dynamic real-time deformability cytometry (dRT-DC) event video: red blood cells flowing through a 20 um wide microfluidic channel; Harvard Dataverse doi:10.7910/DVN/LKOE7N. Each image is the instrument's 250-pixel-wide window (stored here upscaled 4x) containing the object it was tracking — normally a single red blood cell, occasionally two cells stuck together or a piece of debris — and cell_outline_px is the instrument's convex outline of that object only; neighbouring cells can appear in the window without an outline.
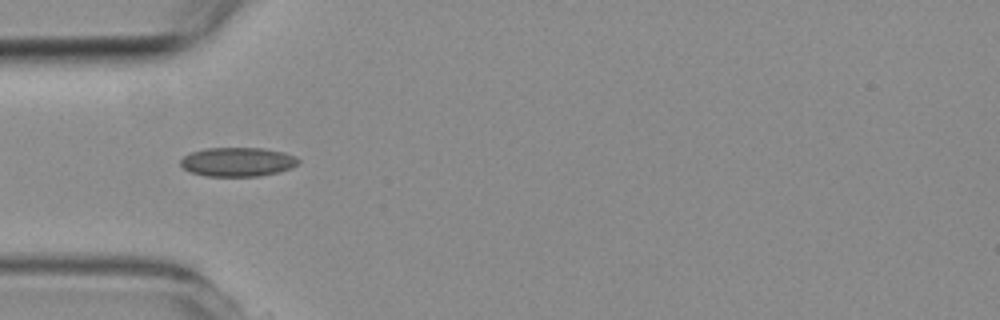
{"species": "common noctule bat (a hibernating species)", "species_latin": "Nyctalus noctula", "temperature_condition": "room temperature", "stored_images_in_passage": 2, "camera_frame_rate_fps": 3000, "um_per_image_px": 0.085, "animal": {"sex": "female", "body_mass_g": 19.3, "forearm_length_mm": 54.1}, "frame": {"image": 1, "passage_image": 2, "time_ms": 1.0, "image_size_px": [1000, 320], "cell_outline_px": [[300, 160], [292, 168], [280, 172], [260, 176], [204, 176], [192, 172], [184, 168], [180, 164], [180, 160], [184, 156], [192, 152], [204, 148], [264, 148], [284, 152]], "centroid_in_image_um": [20.2, 13.76], "position_along_channel_um": 64.8, "area_um2": 19.94}}